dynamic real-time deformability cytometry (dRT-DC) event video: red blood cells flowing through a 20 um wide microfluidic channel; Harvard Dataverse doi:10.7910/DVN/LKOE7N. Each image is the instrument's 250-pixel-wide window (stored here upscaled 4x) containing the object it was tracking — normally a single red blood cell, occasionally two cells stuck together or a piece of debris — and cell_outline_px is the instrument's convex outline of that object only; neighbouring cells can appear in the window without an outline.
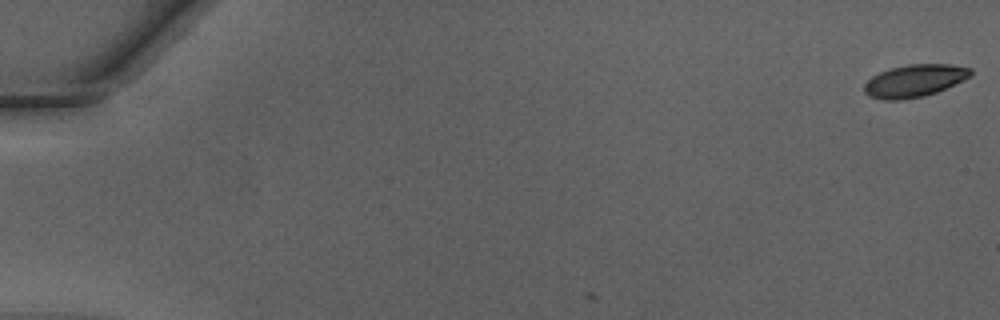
{"species": "Egyptian fruit bat (a non-hibernating species)", "species_latin": "Rousettus aegyptiacus", "temperature_condition": "warm", "stored_images_in_passage": 5, "camera_frame_rate_fps": 3000, "um_per_image_px": 0.085, "animal": {"sex": "male"}, "frame": {"image": 1, "passage_image": 1, "time_ms": 0.0, "image_size_px": [1000, 320], "cell_outline_px": [[972, 76], [964, 80], [936, 92], [924, 96], [900, 100], [884, 100], [868, 96], [864, 92], [864, 84], [872, 76], [880, 72], [892, 68], [908, 64], [948, 64], [972, 68]], "centroid_in_image_um": [77.74, 6.87], "position_along_channel_um": 7.3, "area_um2": 20.11}}